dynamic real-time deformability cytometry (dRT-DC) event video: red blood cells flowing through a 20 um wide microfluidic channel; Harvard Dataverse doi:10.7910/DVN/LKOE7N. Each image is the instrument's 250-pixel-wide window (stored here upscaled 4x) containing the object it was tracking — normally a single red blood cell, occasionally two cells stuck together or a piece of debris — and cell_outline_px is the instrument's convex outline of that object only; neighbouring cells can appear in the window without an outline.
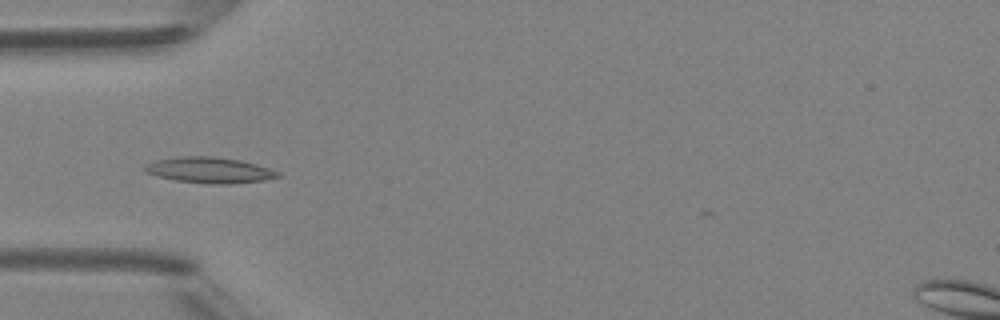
{"species": "Egyptian fruit bat (a non-hibernating species)", "species_latin": "Rousettus aegyptiacus", "temperature_condition": "room temperature", "stored_images_in_passage": 2, "camera_frame_rate_fps": 3000, "um_per_image_px": 0.085, "animal": {"sex": "female"}, "frame": {"image": 1, "passage_image": 2, "time_ms": 1.0, "image_size_px": [1000, 320], "cell_outline_px": [[284, 176], [264, 180], [224, 184], [208, 184], [176, 180], [156, 176], [144, 172], [144, 164], [156, 160], [180, 156], [212, 156], [240, 160], [268, 168], [280, 172]], "centroid_in_image_um": [17.78, 14.46], "position_along_channel_um": 67.2, "area_um2": 20.06}}